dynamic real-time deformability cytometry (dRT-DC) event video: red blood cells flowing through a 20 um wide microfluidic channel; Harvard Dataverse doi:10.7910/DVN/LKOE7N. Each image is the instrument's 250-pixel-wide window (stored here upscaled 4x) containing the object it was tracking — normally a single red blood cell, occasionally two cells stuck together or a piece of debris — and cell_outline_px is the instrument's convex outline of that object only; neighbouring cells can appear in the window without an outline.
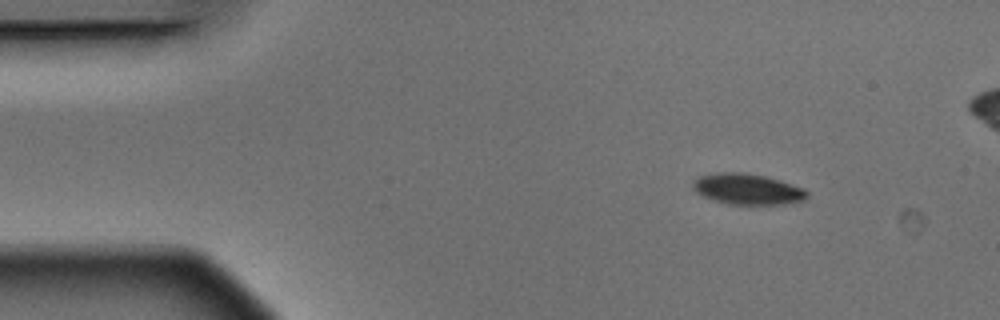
{"species": "Egyptian fruit bat (a non-hibernating species)", "species_latin": "Rousettus aegyptiacus", "temperature_condition": "warm", "stored_images_in_passage": 4, "camera_frame_rate_fps": 3000, "um_per_image_px": 0.085, "animal": {"sex": "male"}, "frame": {"image": 1, "passage_image": 1, "time_ms": 0.0, "image_size_px": [1000, 320], "cell_outline_px": [[808, 196], [804, 200], [784, 204], [728, 204], [704, 196], [696, 192], [692, 188], [692, 180], [700, 176], [716, 172], [744, 172], [764, 176], [780, 180], [804, 188], [808, 192]], "centroid_in_image_um": [63.53, 16.06], "position_along_channel_um": 21.5, "area_um2": 20.52}}